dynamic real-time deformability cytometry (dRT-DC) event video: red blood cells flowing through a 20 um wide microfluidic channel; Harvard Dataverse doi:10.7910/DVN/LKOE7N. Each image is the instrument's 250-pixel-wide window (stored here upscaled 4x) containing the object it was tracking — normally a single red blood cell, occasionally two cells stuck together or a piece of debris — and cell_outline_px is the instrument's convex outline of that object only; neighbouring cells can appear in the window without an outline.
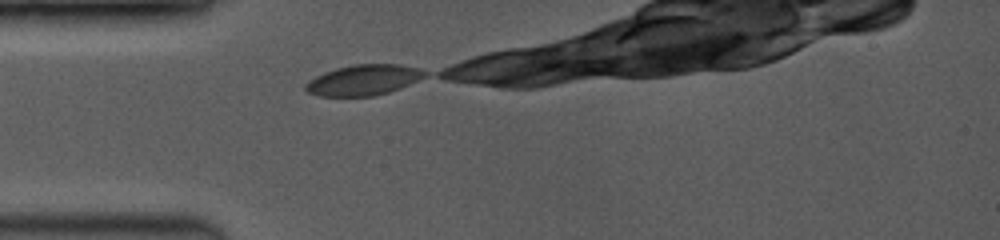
{"species": "common noctule bat (a hibernating species)", "species_latin": "Nyctalus noctula", "temperature_condition": "room temperature", "stored_images_in_passage": 16, "camera_frame_rate_fps": 3500, "um_per_image_px": 0.085, "animal": {"sex": "female", "body_mass_g": 19.0, "forearm_length_mm": 53.3}, "frame": {"image": 1, "passage_image": 1, "time_ms": 0.0, "image_size_px": [1000, 240], "cell_outline_px": [[428, 76], [400, 88], [388, 92], [372, 96], [316, 96], [308, 92], [304, 88], [304, 84], [316, 76], [324, 72], [336, 68], [356, 64], [396, 64], [416, 68], [428, 72]], "centroid_in_image_um": [30.89, 6.8], "position_along_channel_um": 54.1, "area_um2": 21.21}}
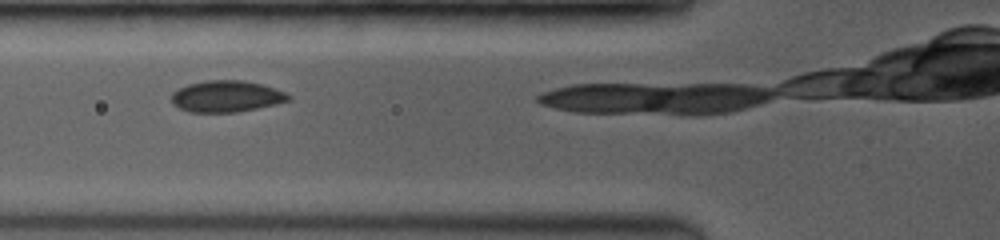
{"frame": {"image": 2, "passage_image": 6, "time_ms": 1.429, "image_size_px": [1000, 240], "cell_outline_px": [[292, 100], [276, 104], [236, 112], [188, 112], [172, 104], [172, 92], [188, 84], [204, 80], [244, 80], [260, 84], [284, 92], [292, 96]], "centroid_in_image_um": [19.24, 8.19], "position_along_channel_um": 106.6, "area_um2": 21.39}}
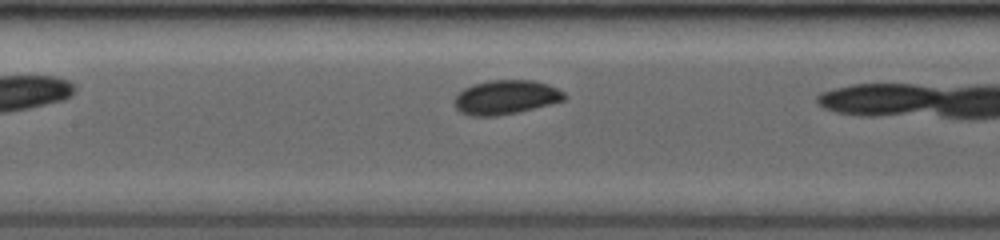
{"frame": {"image": 3, "passage_image": 13, "time_ms": 2.857, "image_size_px": [1000, 240], "cell_outline_px": [[568, 96], [564, 100], [516, 112], [496, 116], [472, 116], [460, 112], [456, 108], [456, 96], [464, 88], [472, 84], [488, 80], [532, 80], [548, 84], [564, 92]], "centroid_in_image_um": [42.99, 8.25], "position_along_channel_um": 164.4, "area_um2": 21.68}}